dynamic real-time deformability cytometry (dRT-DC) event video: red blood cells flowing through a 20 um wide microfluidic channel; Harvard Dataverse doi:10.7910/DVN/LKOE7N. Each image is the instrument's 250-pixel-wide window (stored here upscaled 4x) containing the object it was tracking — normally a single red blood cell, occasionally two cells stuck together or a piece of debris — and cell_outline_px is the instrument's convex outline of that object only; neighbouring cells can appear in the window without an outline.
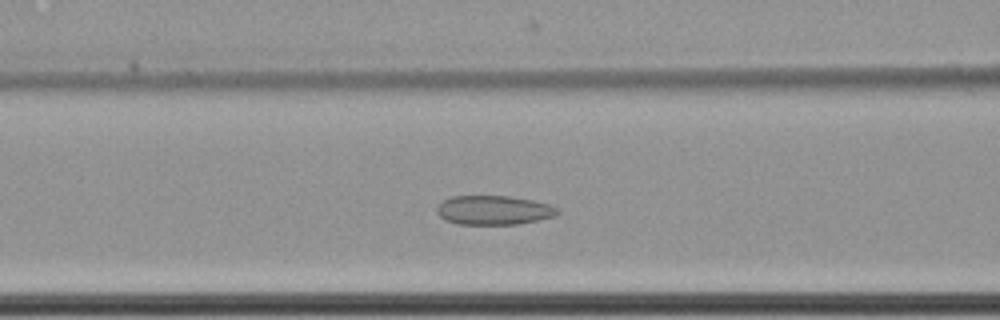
{"species": "common noctule bat (a hibernating species)", "species_latin": "Nyctalus noctula", "temperature_condition": "cold", "stored_images_in_passage": 56, "camera_frame_rate_fps": 3000, "um_per_image_px": 0.085, "animal": {"sex": "female", "body_mass_g": 22.7, "forearm_length_mm": 54.2}, "frame": {"image": 1, "passage_image": 22, "time_ms": 7.0, "image_size_px": [1000, 320], "cell_outline_px": [[560, 212], [556, 216], [516, 224], [460, 224], [448, 220], [440, 216], [436, 212], [436, 208], [444, 200], [452, 196], [508, 196], [532, 200], [548, 204], [556, 208]], "centroid_in_image_um": [41.97, 17.86], "position_along_channel_um": 124.6, "area_um2": 20.23}}
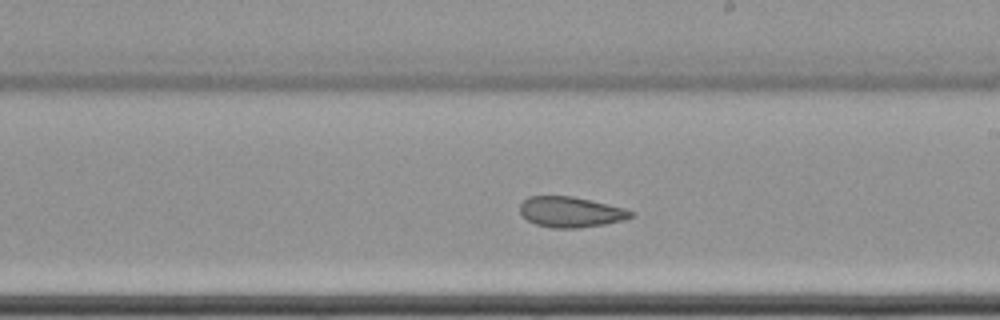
{"frame": {"image": 2, "passage_image": 32, "time_ms": 10.333, "image_size_px": [1000, 320], "cell_outline_px": [[636, 216], [624, 220], [604, 224], [576, 228], [552, 228], [536, 224], [528, 220], [520, 212], [520, 204], [528, 196], [572, 196], [608, 204], [624, 208], [636, 212]], "centroid_in_image_um": [48.55, 18.02], "position_along_channel_um": 240.5, "area_um2": 19.77}}
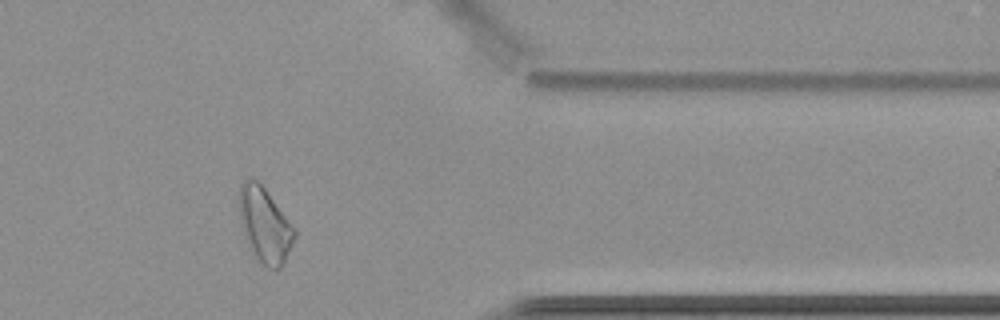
{"frame": {"image": 3, "passage_image": 46, "time_ms": 15.0, "image_size_px": [1000, 320], "cell_outline_px": [[296, 236], [280, 268], [268, 268], [256, 260], [248, 248], [240, 220], [240, 184], [244, 180], [256, 180], [264, 188], [296, 228]], "centroid_in_image_um": [22.51, 19.16], "position_along_channel_um": 388.9, "area_um2": 23.87}, "authors_computed_cell_mechanics": {"area_um2": 23.409, "velocity_mm_per_s": 3.4839, "shape_relaxation_time_tau1_ms": null, "shape_relaxation_time_tau2_ms": 6.1642, "deformation_change_tau1": null, "deformation_change_tau2": 0.1172}}